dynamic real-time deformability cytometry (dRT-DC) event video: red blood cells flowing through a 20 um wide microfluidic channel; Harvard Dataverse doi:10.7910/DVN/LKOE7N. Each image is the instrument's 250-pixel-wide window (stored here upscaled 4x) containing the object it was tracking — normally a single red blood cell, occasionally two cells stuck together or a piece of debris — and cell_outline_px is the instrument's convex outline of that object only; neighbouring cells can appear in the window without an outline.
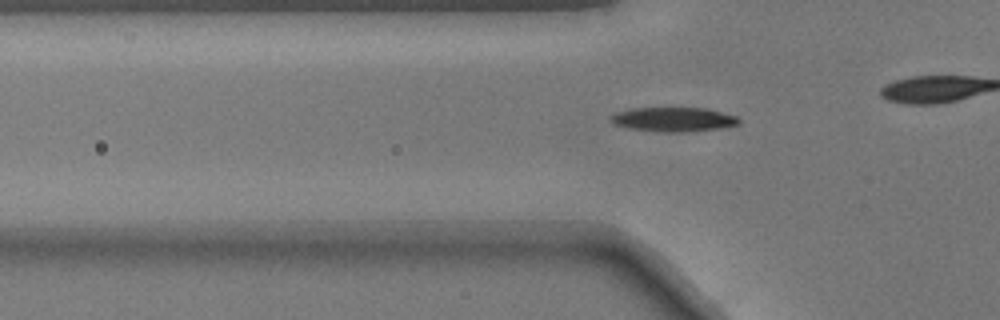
{"species": "common noctule bat (a hibernating species)", "species_latin": "Nyctalus noctula", "temperature_condition": "warm", "stored_images_in_passage": 36, "camera_frame_rate_fps": 3000, "um_per_image_px": 0.085, "animal": {"sex": "male", "body_mass_g": 17.9}, "frame": {"image": 1, "passage_image": 12, "time_ms": 3.667, "image_size_px": [1000, 320], "cell_outline_px": [[740, 124], [720, 128], [688, 132], [664, 132], [628, 128], [612, 124], [608, 120], [608, 116], [616, 112], [632, 108], [708, 108], [736, 116], [740, 120]], "centroid_in_image_um": [57.2, 10.15], "position_along_channel_um": 68.6, "area_um2": 18.38}}
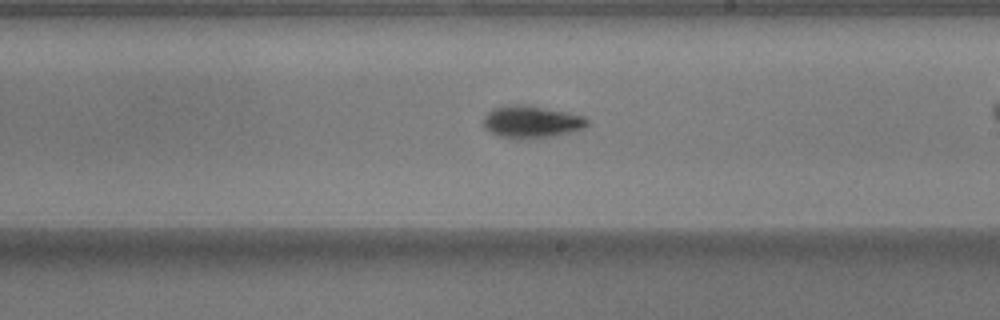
{"frame": {"image": 2, "passage_image": 25, "time_ms": 8.0, "image_size_px": [1000, 320], "cell_outline_px": [[588, 124], [584, 128], [552, 136], [500, 136], [484, 128], [484, 116], [492, 108], [516, 104], [520, 104], [544, 108], [584, 116], [588, 120]], "centroid_in_image_um": [45.17, 10.31], "position_along_channel_um": 243.8, "area_um2": 18.5}}
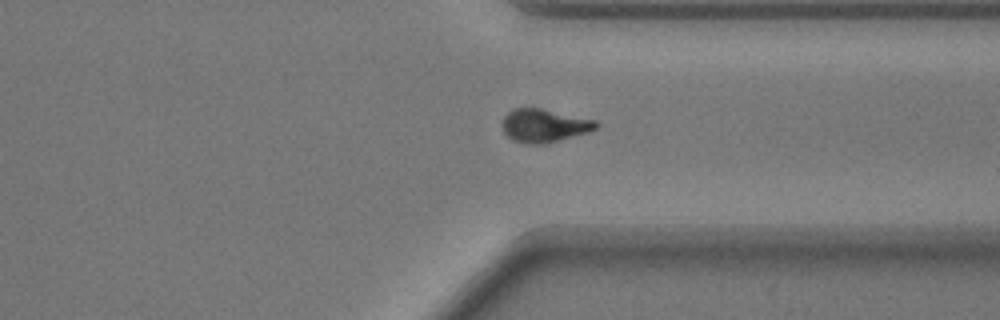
{"frame": {"image": 3, "passage_image": 34, "time_ms": 11.0, "image_size_px": [1000, 320], "cell_outline_px": [[600, 124], [592, 132], [544, 144], [532, 144], [512, 140], [504, 132], [504, 116], [512, 108], [540, 108], [596, 120]], "centroid_in_image_um": [46.31, 10.68], "position_along_channel_um": 365.1, "area_um2": 18.15}}